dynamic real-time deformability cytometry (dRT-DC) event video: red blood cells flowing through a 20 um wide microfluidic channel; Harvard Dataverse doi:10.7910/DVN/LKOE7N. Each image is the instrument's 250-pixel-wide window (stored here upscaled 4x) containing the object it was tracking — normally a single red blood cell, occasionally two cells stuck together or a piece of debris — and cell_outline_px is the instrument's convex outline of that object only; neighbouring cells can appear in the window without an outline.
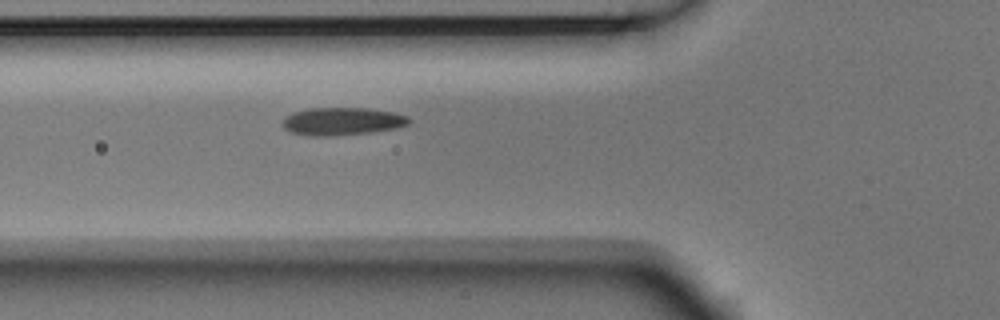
{"species": "Egyptian fruit bat (a non-hibernating species)", "species_latin": "Rousettus aegyptiacus", "temperature_condition": "room temperature", "stored_images_in_passage": 2, "camera_frame_rate_fps": 3000, "um_per_image_px": 0.085, "animal": {"sex": "male"}, "frame": {"image": 1, "passage_image": 2, "time_ms": 0.333, "image_size_px": [1000, 320], "cell_outline_px": [[412, 120], [408, 124], [396, 128], [372, 132], [328, 136], [308, 136], [292, 132], [284, 128], [284, 116], [308, 108], [368, 108], [396, 112], [408, 116]], "centroid_in_image_um": [29.13, 10.31], "position_along_channel_um": 96.7, "area_um2": 20.46}}